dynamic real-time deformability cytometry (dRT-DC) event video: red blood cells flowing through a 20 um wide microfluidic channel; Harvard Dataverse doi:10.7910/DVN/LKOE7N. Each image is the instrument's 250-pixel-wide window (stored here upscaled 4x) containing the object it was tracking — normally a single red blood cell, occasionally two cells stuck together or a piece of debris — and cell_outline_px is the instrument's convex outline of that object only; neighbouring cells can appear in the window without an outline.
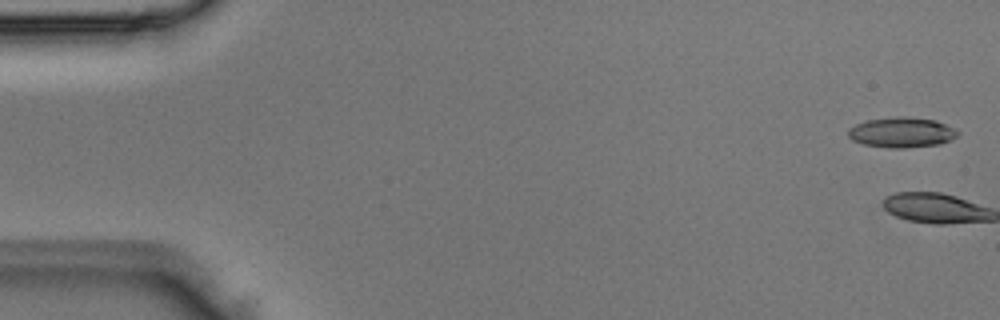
{"species": "Egyptian fruit bat (a non-hibernating species)", "species_latin": "Rousettus aegyptiacus", "temperature_condition": "room temperature", "stored_images_in_passage": 5, "camera_frame_rate_fps": 3000, "um_per_image_px": 0.085, "animal": {"sex": "male"}, "frame": {"image": 1, "passage_image": 1, "time_ms": 0.0, "image_size_px": [1000, 320], "cell_outline_px": [[960, 132], [952, 140], [940, 144], [908, 148], [888, 148], [864, 144], [852, 140], [848, 136], [848, 128], [856, 124], [868, 120], [896, 116], [908, 116], [936, 120], [956, 128]], "centroid_in_image_um": [76.68, 11.25], "position_along_channel_um": 8.3, "area_um2": 19.59}}
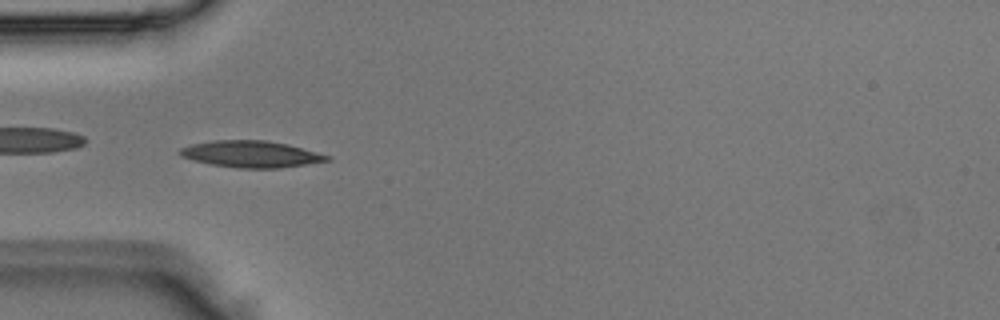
{"frame": {"image": 2, "passage_image": 4, "time_ms": 1.0, "image_size_px": [1000, 320], "cell_outline_px": [[332, 160], [280, 168], [240, 168], [212, 164], [180, 156], [176, 152], [180, 148], [192, 144], [212, 140], [264, 140], [288, 144], [332, 156]], "centroid_in_image_um": [21.36, 13.09], "position_along_channel_um": 63.6, "area_um2": 22.77}}